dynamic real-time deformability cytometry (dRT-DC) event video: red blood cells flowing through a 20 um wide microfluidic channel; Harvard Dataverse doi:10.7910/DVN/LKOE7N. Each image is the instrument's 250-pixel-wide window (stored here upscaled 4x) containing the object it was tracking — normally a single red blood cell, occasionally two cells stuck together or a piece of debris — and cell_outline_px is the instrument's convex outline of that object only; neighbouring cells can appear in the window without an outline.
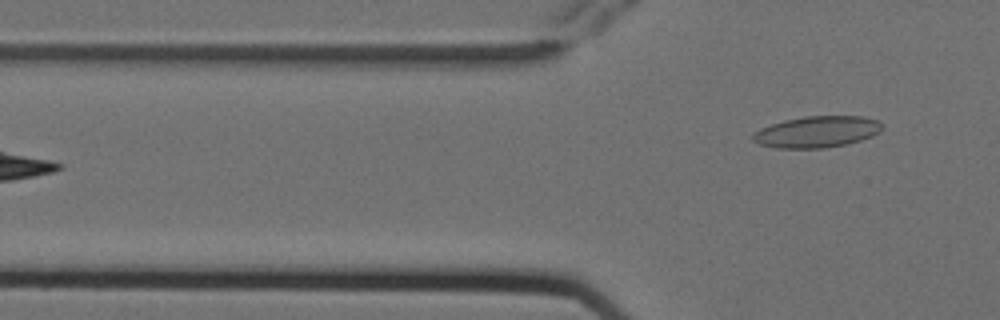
{"species": "Egyptian fruit bat (a non-hibernating species)", "species_latin": "Rousettus aegyptiacus", "temperature_condition": "cold", "stored_images_in_passage": 7, "camera_frame_rate_fps": 3000, "um_per_image_px": 0.085, "animal": {"sex": "female"}, "frame": {"image": 1, "passage_image": 7, "time_ms": 2.0, "image_size_px": [1000, 320], "cell_outline_px": [[880, 132], [872, 136], [848, 144], [824, 148], [776, 148], [760, 144], [752, 140], [752, 136], [760, 128], [784, 120], [804, 116], [864, 116], [876, 120], [880, 124]], "centroid_in_image_um": [69.43, 11.21], "position_along_channel_um": 56.4, "area_um2": 23.52}}